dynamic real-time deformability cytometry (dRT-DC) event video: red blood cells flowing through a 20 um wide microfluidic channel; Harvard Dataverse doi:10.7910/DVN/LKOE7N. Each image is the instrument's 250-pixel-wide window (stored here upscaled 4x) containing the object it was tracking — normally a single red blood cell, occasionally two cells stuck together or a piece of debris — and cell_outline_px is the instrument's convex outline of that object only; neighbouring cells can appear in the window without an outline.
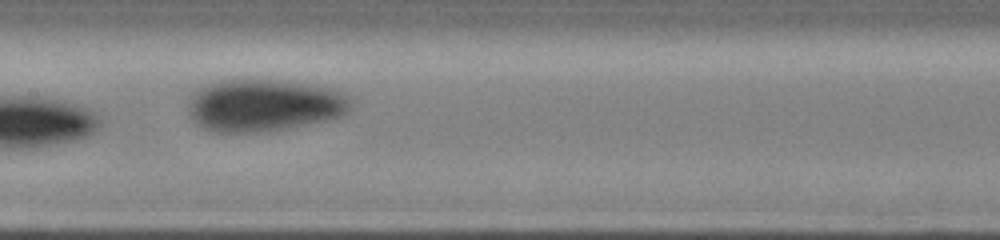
{"species": "human", "species_latin": "Homo sapiens", "temperature_condition": "cold", "stored_images_in_passage": 23, "camera_frame_rate_fps": 3000, "um_per_image_px": 0.085, "donor": {"sex": "male"}, "frame": {"image": 1, "passage_image": 14, "time_ms": 7.333, "image_size_px": [1000, 240], "cell_outline_px": [[352, 108], [348, 112], [340, 116], [324, 120], [268, 132], [212, 132], [196, 124], [188, 116], [188, 96], [196, 88], [232, 76], [284, 80], [316, 84], [332, 88], [344, 92], [352, 96]], "centroid_in_image_um": [22.41, 8.89], "position_along_channel_um": 185.0, "area_um2": 51.44}}
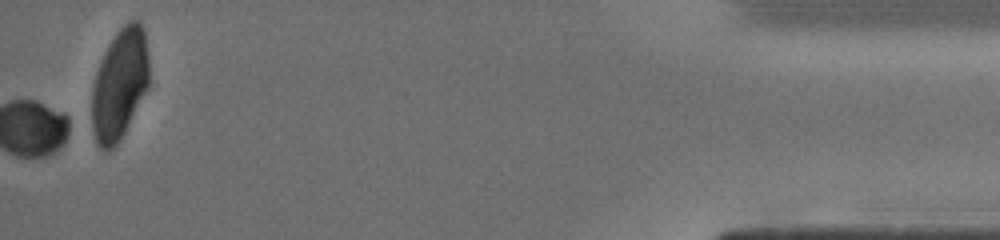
{"frame": {"image": 2, "passage_image": 23, "time_ms": 14.333, "image_size_px": [1000, 240], "cell_outline_px": [[148, 88], [120, 140], [108, 152], [104, 152], [96, 144], [92, 128], [92, 88], [96, 72], [100, 60], [108, 44], [116, 32], [128, 20], [140, 20], [144, 28], [148, 52]], "centroid_in_image_um": [10.16, 7.15], "position_along_channel_um": 425.0, "area_um2": 37.34}}